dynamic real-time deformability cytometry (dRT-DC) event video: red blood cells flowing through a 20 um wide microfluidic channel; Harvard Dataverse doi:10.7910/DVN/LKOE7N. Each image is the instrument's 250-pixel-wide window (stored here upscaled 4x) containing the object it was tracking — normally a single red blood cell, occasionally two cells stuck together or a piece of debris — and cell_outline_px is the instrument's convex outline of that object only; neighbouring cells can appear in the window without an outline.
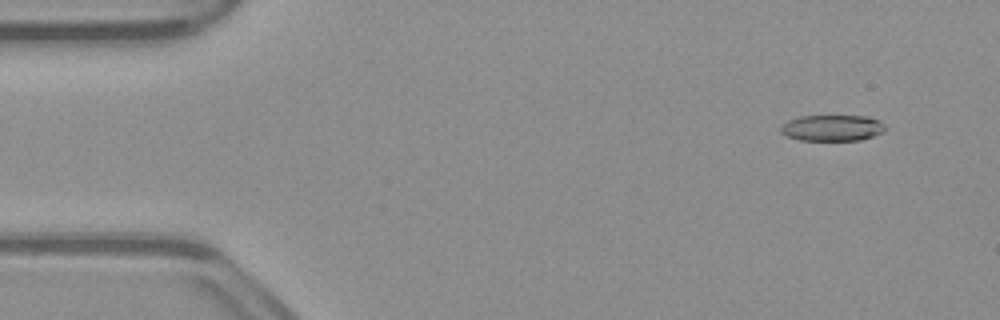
{"species": "common noctule bat (a hibernating species)", "species_latin": "Nyctalus noctula", "temperature_condition": "warm", "stored_images_in_passage": 50, "camera_frame_rate_fps": 3000, "um_per_image_px": 0.085, "animal": {"sex": "male", "body_mass_g": 23.1, "forearm_length_mm": 52.7}, "frame": {"image": 1, "passage_image": 2, "time_ms": 0.333, "image_size_px": [1000, 320], "cell_outline_px": [[888, 128], [884, 132], [860, 140], [800, 140], [788, 136], [780, 132], [780, 124], [788, 120], [800, 116], [868, 116], [880, 120]], "centroid_in_image_um": [70.76, 10.86], "position_along_channel_um": 14.2, "area_um2": 16.07}}
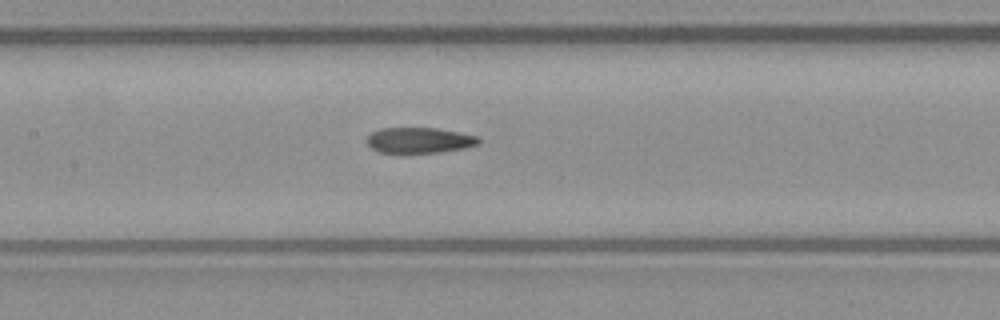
{"frame": {"image": 2, "passage_image": 22, "time_ms": 7.0, "image_size_px": [1000, 320], "cell_outline_px": [[480, 144], [464, 148], [440, 152], [400, 156], [380, 152], [372, 148], [368, 144], [368, 136], [372, 132], [380, 128], [436, 128], [476, 136], [480, 140]], "centroid_in_image_um": [35.6, 11.97], "position_along_channel_um": 171.8, "area_um2": 17.22}}
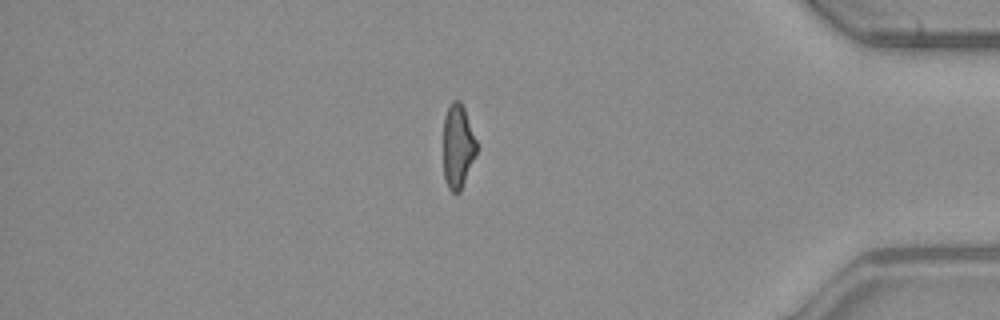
{"frame": {"image": 3, "passage_image": 42, "time_ms": 13.667, "image_size_px": [1000, 320], "cell_outline_px": [[476, 156], [460, 192], [452, 192], [448, 188], [444, 180], [444, 116], [452, 100], [460, 100], [464, 108], [476, 140]], "centroid_in_image_um": [38.91, 12.45], "position_along_channel_um": 396.3, "area_um2": 16.24}, "authors_computed_cell_mechanics": {"area_um2": 17.629, "velocity_mm_per_s": 3.9472, "shape_relaxation_time_tau1_ms": null, "shape_relaxation_time_tau2_ms": 3.2193, "deformation_change_tau1": null, "deformation_change_tau2": 0.1222}}